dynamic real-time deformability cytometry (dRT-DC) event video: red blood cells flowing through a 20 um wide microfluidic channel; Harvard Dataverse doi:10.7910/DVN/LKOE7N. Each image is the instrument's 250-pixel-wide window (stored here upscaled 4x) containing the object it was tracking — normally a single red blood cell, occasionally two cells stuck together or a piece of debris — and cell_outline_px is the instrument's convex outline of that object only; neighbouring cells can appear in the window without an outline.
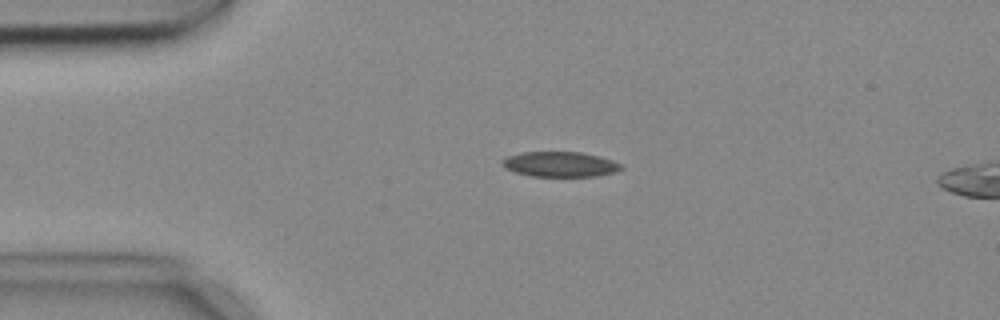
{"species": "common noctule bat (a hibernating species)", "species_latin": "Nyctalus noctula", "temperature_condition": "cold", "stored_images_in_passage": 4, "camera_frame_rate_fps": 3000, "um_per_image_px": 0.085, "animal": {"sex": "female", "body_mass_g": 18.4}, "frame": {"image": 1, "passage_image": 3, "time_ms": 0.667, "image_size_px": [1000, 320], "cell_outline_px": [[624, 168], [612, 172], [592, 176], [532, 176], [516, 172], [500, 164], [508, 156], [524, 152], [580, 152], [596, 156], [620, 164]], "centroid_in_image_um": [47.56, 13.96], "position_along_channel_um": 37.4, "area_um2": 16.82}}